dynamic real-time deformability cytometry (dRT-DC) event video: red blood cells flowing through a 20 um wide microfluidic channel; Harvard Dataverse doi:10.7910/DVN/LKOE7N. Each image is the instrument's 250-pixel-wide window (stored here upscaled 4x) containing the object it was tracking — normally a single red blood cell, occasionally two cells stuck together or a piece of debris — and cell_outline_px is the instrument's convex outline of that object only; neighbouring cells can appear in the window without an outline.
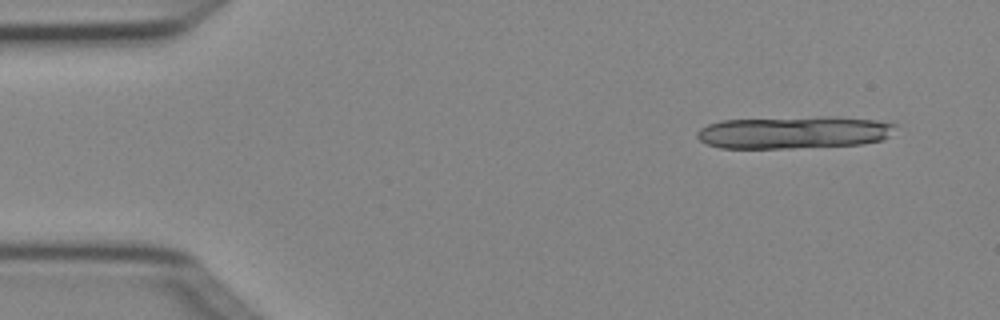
{"species": "Egyptian fruit bat (a non-hibernating species)", "species_latin": "Rousettus aegyptiacus", "temperature_condition": "cold", "stored_images_in_passage": 3, "camera_frame_rate_fps": 3000, "um_per_image_px": 0.085, "animal": {"sex": "female"}, "frame": {"image": 1, "passage_image": 1, "time_ms": 0.0, "image_size_px": [1000, 320], "cell_outline_px": [[896, 124], [888, 136], [880, 140], [864, 144], [792, 148], [720, 148], [708, 144], [700, 140], [696, 136], [696, 132], [700, 128], [708, 124], [720, 120], [820, 116], [832, 116], [876, 120]], "centroid_in_image_um": [67.44, 11.24], "position_along_channel_um": 17.6, "area_um2": 37.63}}